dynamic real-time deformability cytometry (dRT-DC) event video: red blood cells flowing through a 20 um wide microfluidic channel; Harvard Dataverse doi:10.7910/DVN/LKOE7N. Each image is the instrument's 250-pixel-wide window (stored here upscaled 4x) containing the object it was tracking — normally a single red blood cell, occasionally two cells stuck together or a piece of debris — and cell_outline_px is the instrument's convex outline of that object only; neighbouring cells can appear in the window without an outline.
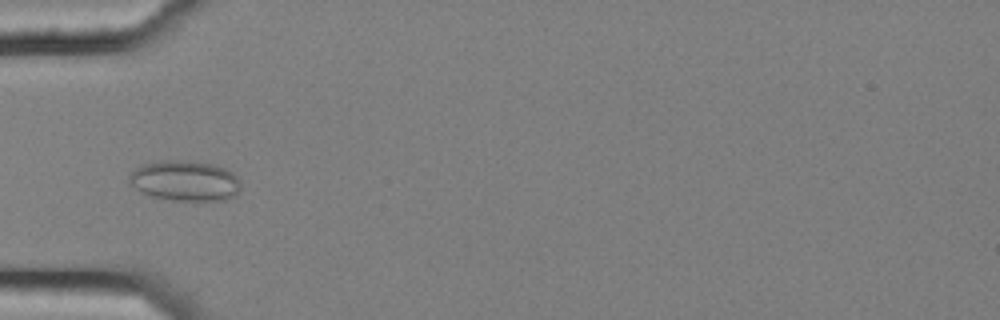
{"species": "common noctule bat (a hibernating species)", "species_latin": "Nyctalus noctula", "temperature_condition": "cold", "stored_images_in_passage": 11, "camera_frame_rate_fps": 3000, "um_per_image_px": 0.085, "animal": {"sex": "female", "body_mass_g": 25.1}, "frame": {"image": 1, "passage_image": 2, "time_ms": 0.333, "image_size_px": [1000, 320], "cell_outline_px": [[240, 188], [232, 196], [224, 200], [172, 200], [152, 196], [140, 192], [128, 180], [128, 176], [136, 168], [144, 164], [160, 160], [180, 160], [212, 164], [224, 168], [232, 172], [236, 176], [240, 184]], "centroid_in_image_um": [15.69, 15.36], "position_along_channel_um": 69.3, "area_um2": 25.95}}
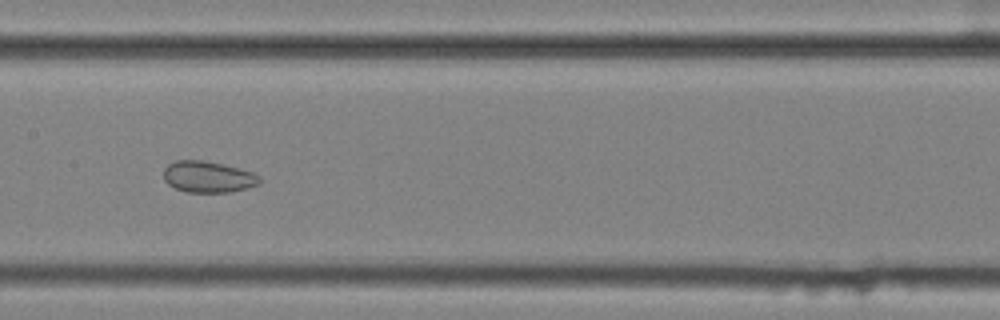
{"frame": {"image": 2, "passage_image": 5, "time_ms": 1.333, "image_size_px": [1000, 320], "cell_outline_px": [[260, 184], [248, 188], [228, 192], [188, 192], [176, 188], [168, 184], [164, 180], [164, 168], [168, 164], [176, 160], [200, 160], [224, 164], [252, 172], [260, 176]], "centroid_in_image_um": [17.69, 15.03], "position_along_channel_um": 189.7, "area_um2": 17.51}}
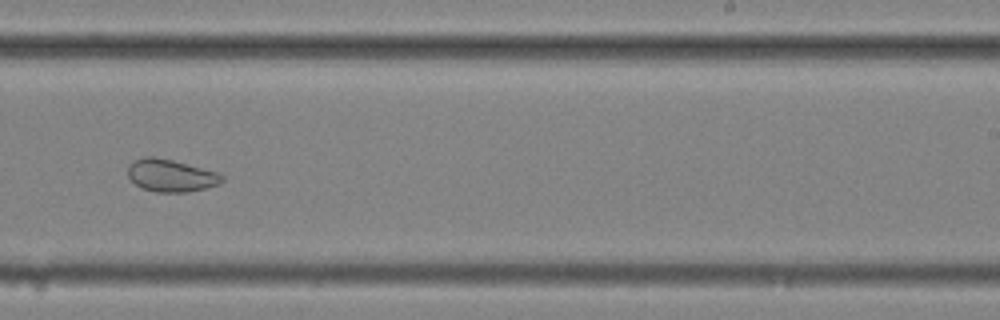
{"frame": {"image": 3, "passage_image": 7, "time_ms": 2.0, "image_size_px": [1000, 320], "cell_outline_px": [[224, 180], [220, 184], [188, 192], [156, 192], [144, 188], [136, 184], [128, 176], [128, 168], [136, 160], [144, 156], [152, 156], [172, 160], [216, 172], [224, 176]], "centroid_in_image_um": [14.55, 14.92], "position_along_channel_um": 274.5, "area_um2": 17.46}}